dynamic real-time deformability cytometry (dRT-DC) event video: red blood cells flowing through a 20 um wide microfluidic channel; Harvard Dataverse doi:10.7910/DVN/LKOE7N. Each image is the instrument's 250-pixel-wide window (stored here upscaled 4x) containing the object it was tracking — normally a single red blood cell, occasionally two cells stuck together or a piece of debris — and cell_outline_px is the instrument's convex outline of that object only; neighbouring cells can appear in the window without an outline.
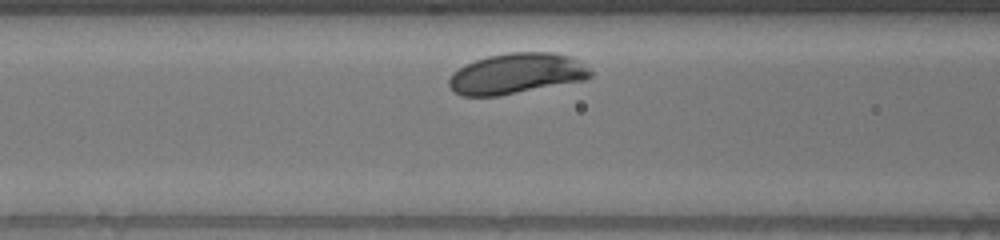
{"species": "human", "species_latin": "Homo sapiens", "temperature_condition": "warm", "stored_images_in_passage": 28, "camera_frame_rate_fps": 3000, "um_per_image_px": 0.085, "donor": {"sex": "male"}, "frame": {"image": 1, "passage_image": 6, "time_ms": 1.667, "image_size_px": [1000, 240], "cell_outline_px": [[592, 76], [584, 80], [500, 96], [460, 96], [448, 84], [448, 80], [452, 72], [464, 64], [488, 56], [508, 52], [552, 52], [568, 56], [576, 60], [588, 68], [592, 72]], "centroid_in_image_um": [43.86, 6.26], "position_along_channel_um": 122.7, "area_um2": 33.47}}
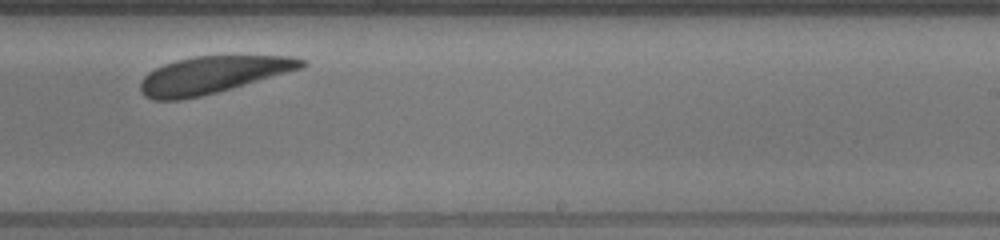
{"frame": {"image": 2, "passage_image": 19, "time_ms": 6.0, "image_size_px": [1000, 240], "cell_outline_px": [[308, 64], [304, 68], [216, 92], [200, 96], [180, 100], [152, 100], [144, 96], [140, 92], [140, 80], [148, 72], [164, 64], [176, 60], [196, 56], [292, 56], [304, 60]], "centroid_in_image_um": [18.05, 6.36], "position_along_channel_um": 271.0, "area_um2": 34.74}}
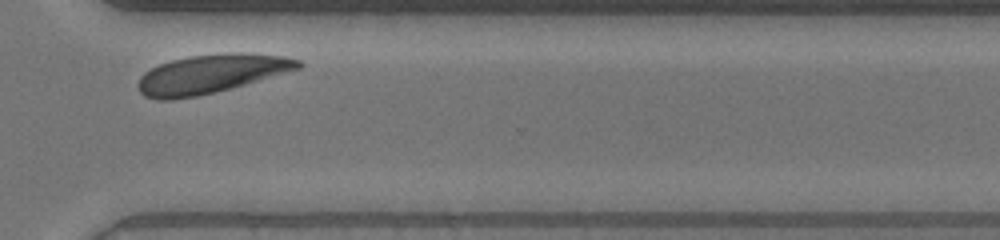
{"frame": {"image": 3, "passage_image": 26, "time_ms": 8.333, "image_size_px": [1000, 240], "cell_outline_px": [[304, 64], [300, 68], [244, 84], [196, 96], [168, 100], [156, 100], [144, 96], [140, 92], [136, 84], [140, 76], [144, 72], [160, 64], [172, 60], [188, 56], [224, 52], [248, 52], [284, 56], [300, 60]], "centroid_in_image_um": [17.91, 6.26], "position_along_channel_um": 352.7, "area_um2": 36.13}}